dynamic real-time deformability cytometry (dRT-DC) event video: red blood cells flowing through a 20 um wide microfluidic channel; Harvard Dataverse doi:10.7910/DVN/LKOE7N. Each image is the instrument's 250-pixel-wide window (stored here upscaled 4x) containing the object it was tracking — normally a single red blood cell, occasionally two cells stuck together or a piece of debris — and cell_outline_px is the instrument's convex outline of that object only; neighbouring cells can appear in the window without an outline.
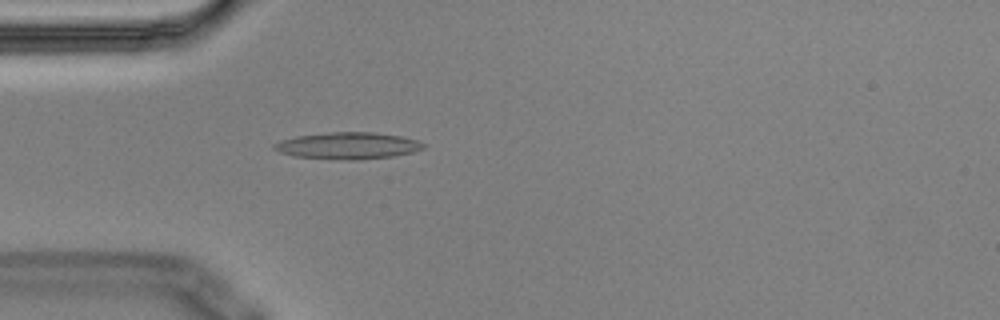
{"species": "Egyptian fruit bat (a non-hibernating species)", "species_latin": "Rousettus aegyptiacus", "temperature_condition": "cold", "stored_images_in_passage": 4, "camera_frame_rate_fps": 3000, "um_per_image_px": 0.085, "animal": {"sex": "male"}, "frame": {"image": 1, "passage_image": 4, "time_ms": 1.0, "image_size_px": [1000, 320], "cell_outline_px": [[428, 144], [424, 148], [412, 152], [392, 156], [360, 160], [348, 160], [292, 156], [280, 152], [272, 148], [272, 144], [280, 140], [296, 136], [332, 132], [372, 132], [400, 136], [416, 140]], "centroid_in_image_um": [29.55, 12.38], "position_along_channel_um": 55.4, "area_um2": 23.29}}